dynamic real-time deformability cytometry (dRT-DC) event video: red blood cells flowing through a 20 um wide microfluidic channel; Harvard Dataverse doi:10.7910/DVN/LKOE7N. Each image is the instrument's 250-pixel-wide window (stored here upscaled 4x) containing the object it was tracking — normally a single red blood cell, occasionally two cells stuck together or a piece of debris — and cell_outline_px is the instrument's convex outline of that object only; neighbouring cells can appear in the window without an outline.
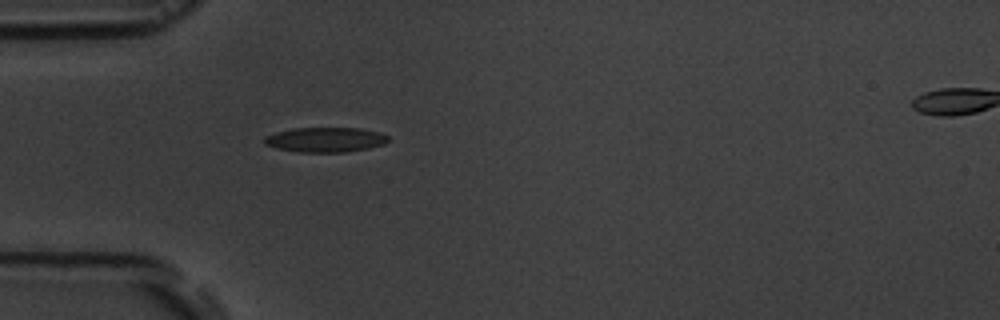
{"species": "common noctule bat (a hibernating species)", "species_latin": "Nyctalus noctula", "temperature_condition": "room temperature", "stored_images_in_passage": 5, "segment_of_instrument_passage": [1, 2], "camera_frame_rate_fps": 3000, "um_per_image_px": 0.085, "animal": {"sex": "male", "body_mass_g": 19.5, "forearm_length_mm": 54.6}, "frame": {"image": 1, "passage_image": 4, "time_ms": 3.667, "image_size_px": [1000, 320], "cell_outline_px": [[388, 140], [384, 144], [368, 148], [344, 152], [300, 152], [276, 148], [264, 144], [264, 136], [276, 132], [292, 128], [360, 128], [380, 132], [388, 136]], "centroid_in_image_um": [27.64, 11.87], "position_along_channel_um": 57.4, "area_um2": 17.92}}